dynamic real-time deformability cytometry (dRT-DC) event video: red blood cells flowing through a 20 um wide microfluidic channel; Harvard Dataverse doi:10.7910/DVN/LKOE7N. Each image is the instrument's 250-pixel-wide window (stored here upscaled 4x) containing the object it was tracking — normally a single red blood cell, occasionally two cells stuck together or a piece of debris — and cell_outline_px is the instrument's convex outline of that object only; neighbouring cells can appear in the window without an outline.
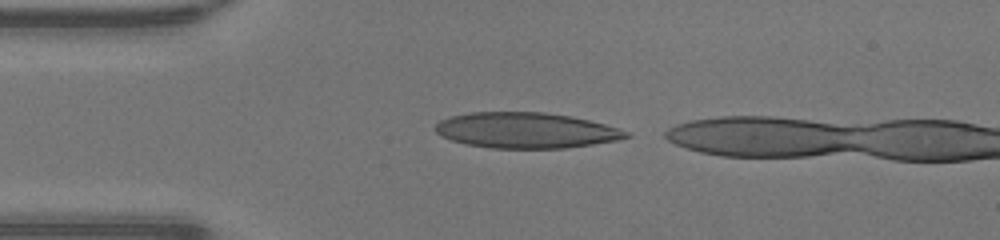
{"species": "human", "species_latin": "Homo sapiens", "temperature_condition": "warm", "stored_images_in_passage": 29, "camera_frame_rate_fps": 3000, "um_per_image_px": 0.085, "donor": {"sex": "male"}, "frame": {"image": 1, "passage_image": 1, "time_ms": 0.0, "image_size_px": [1000, 240], "cell_outline_px": [[632, 136], [616, 140], [592, 144], [564, 148], [492, 148], [464, 144], [452, 140], [436, 132], [436, 124], [440, 120], [448, 116], [468, 112], [544, 112], [572, 116], [604, 124], [632, 132]], "centroid_in_image_um": [44.71, 11.07], "position_along_channel_um": 40.3, "area_um2": 39.65}}
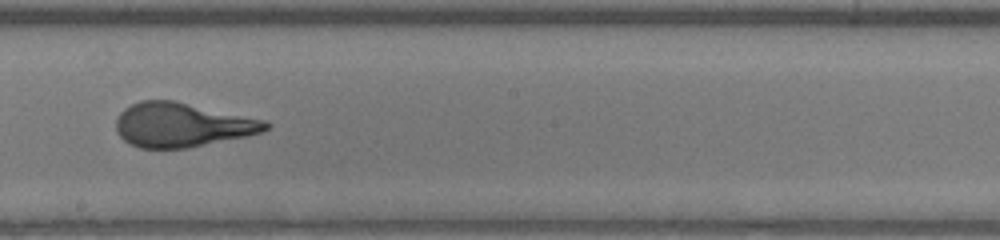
{"frame": {"image": 2, "passage_image": 16, "time_ms": 5.0, "image_size_px": [1000, 240], "cell_outline_px": [[272, 124], [268, 128], [260, 132], [244, 136], [188, 148], [140, 148], [124, 140], [116, 132], [116, 120], [120, 112], [124, 108], [140, 100], [176, 100], [264, 120]], "centroid_in_image_um": [15.43, 10.6], "position_along_channel_um": 232.8, "area_um2": 38.38}}
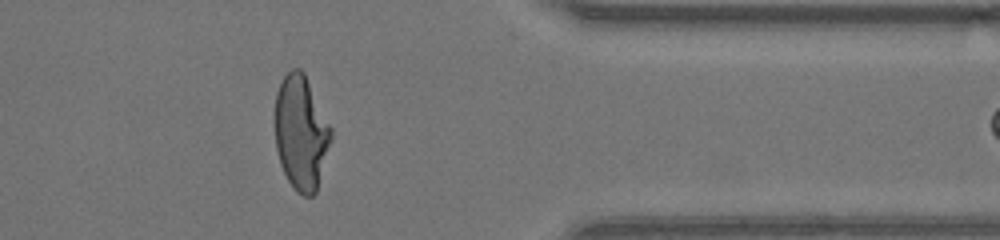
{"frame": {"image": 3, "passage_image": 28, "time_ms": 9.0, "image_size_px": [1000, 240], "cell_outline_px": [[332, 140], [316, 192], [312, 196], [304, 196], [296, 192], [288, 180], [280, 164], [276, 148], [272, 120], [272, 116], [276, 92], [284, 76], [292, 68], [300, 68], [304, 72], [332, 128]], "centroid_in_image_um": [25.56, 11.26], "position_along_channel_um": 385.8, "area_um2": 38.21}}